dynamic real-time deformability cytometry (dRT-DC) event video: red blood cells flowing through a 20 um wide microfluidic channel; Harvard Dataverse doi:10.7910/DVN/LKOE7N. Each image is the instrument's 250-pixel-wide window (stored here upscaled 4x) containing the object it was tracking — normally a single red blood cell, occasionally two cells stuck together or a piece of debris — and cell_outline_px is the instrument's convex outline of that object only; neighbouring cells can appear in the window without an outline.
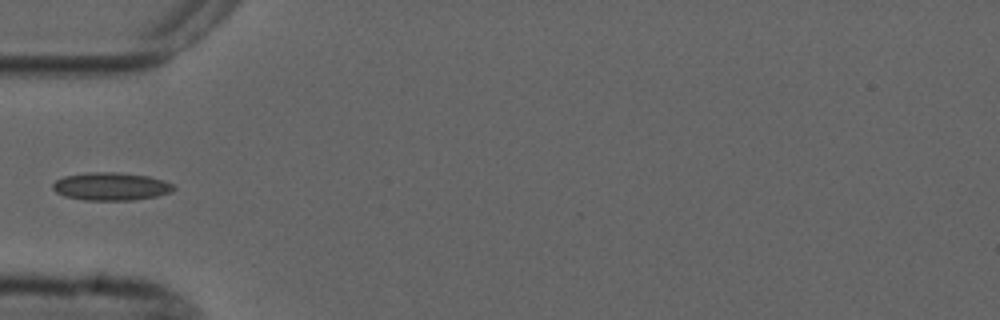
{"species": "common noctule bat (a hibernating species)", "species_latin": "Nyctalus noctula", "temperature_condition": "cold", "stored_images_in_passage": 4, "camera_frame_rate_fps": 3000, "um_per_image_px": 0.085, "animal": {"sex": "male", "forearm_length_mm": 52.5}, "frame": {"image": 1, "passage_image": 4, "time_ms": 4.333, "image_size_px": [1000, 320], "cell_outline_px": [[176, 188], [172, 192], [156, 196], [132, 200], [84, 200], [64, 196], [56, 192], [52, 188], [52, 184], [56, 180], [64, 176], [88, 172], [116, 172], [148, 176], [164, 180], [172, 184]], "centroid_in_image_um": [9.43, 15.84], "position_along_channel_um": 75.6, "area_um2": 19.71}}